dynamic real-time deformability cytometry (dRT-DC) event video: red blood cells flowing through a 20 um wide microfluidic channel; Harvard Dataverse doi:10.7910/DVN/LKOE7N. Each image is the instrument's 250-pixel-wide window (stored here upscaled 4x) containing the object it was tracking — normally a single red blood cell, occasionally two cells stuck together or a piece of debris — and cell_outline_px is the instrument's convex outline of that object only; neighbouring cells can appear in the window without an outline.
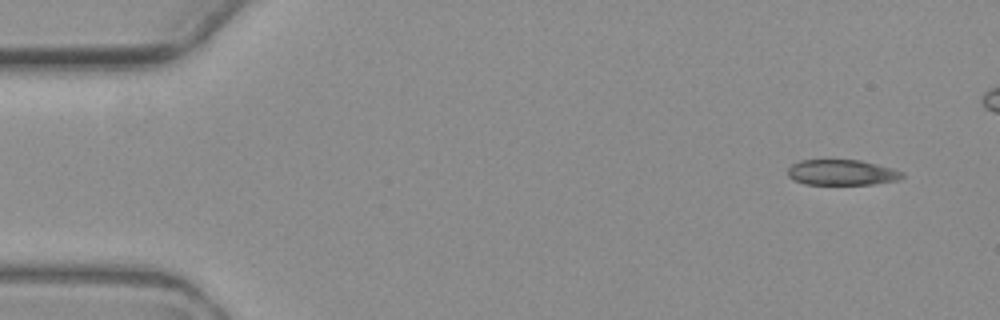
{"species": "common noctule bat (a hibernating species)", "species_latin": "Nyctalus noctula", "temperature_condition": "warm", "stored_images_in_passage": 5, "camera_frame_rate_fps": 3000, "um_per_image_px": 0.085, "animal": {"sex": "female", "body_mass_g": 19.3, "forearm_length_mm": 54.1}, "frame": {"image": 1, "passage_image": 1, "time_ms": 0.0, "image_size_px": [1000, 320], "cell_outline_px": [[904, 176], [900, 180], [872, 184], [804, 184], [788, 176], [788, 168], [792, 164], [800, 160], [860, 160], [892, 168], [904, 172]], "centroid_in_image_um": [71.58, 14.66], "position_along_channel_um": 13.4, "area_um2": 16.99}}